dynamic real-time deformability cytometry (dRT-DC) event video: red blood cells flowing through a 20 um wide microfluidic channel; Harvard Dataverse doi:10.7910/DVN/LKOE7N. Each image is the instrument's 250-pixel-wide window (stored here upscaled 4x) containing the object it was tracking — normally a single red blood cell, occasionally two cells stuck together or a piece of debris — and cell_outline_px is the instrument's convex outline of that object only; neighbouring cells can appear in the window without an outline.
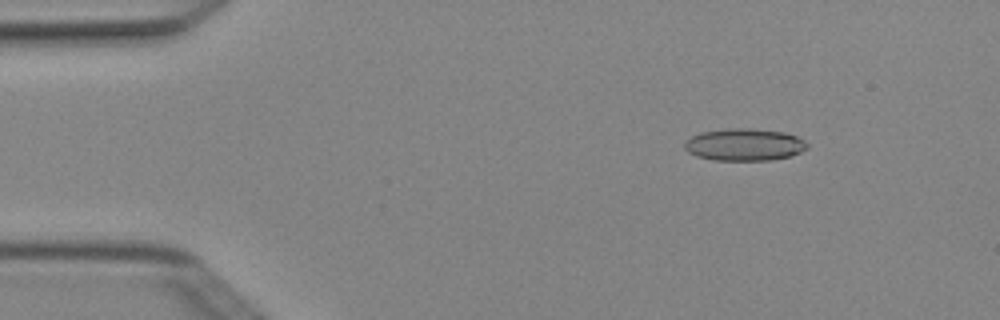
{"species": "Egyptian fruit bat (a non-hibernating species)", "species_latin": "Rousettus aegyptiacus", "temperature_condition": "cold", "stored_images_in_passage": 3, "camera_frame_rate_fps": 3000, "um_per_image_px": 0.085, "animal": {"sex": "female"}, "frame": {"image": 1, "passage_image": 2, "time_ms": 0.333, "image_size_px": [1000, 320], "cell_outline_px": [[808, 148], [792, 156], [772, 160], [712, 160], [696, 156], [688, 152], [684, 148], [684, 144], [692, 136], [700, 132], [728, 128], [748, 128], [784, 132], [796, 136], [804, 140], [808, 144]], "centroid_in_image_um": [63.28, 12.3], "position_along_channel_um": 21.7, "area_um2": 23.12}}